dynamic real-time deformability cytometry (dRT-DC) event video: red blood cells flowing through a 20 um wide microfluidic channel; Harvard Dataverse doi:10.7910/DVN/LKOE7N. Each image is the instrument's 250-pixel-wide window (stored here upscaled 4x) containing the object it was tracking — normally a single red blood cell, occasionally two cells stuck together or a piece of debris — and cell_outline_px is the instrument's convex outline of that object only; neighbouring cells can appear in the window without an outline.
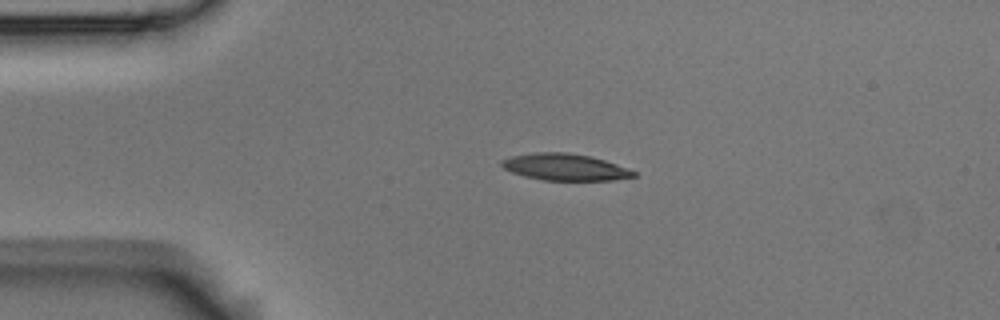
{"species": "Egyptian fruit bat (a non-hibernating species)", "species_latin": "Rousettus aegyptiacus", "temperature_condition": "room temperature", "stored_images_in_passage": 5, "camera_frame_rate_fps": 3000, "um_per_image_px": 0.085, "animal": {"sex": "male"}, "frame": {"image": 1, "passage_image": 4, "time_ms": 1.0, "image_size_px": [1000, 320], "cell_outline_px": [[636, 176], [612, 180], [544, 180], [524, 176], [512, 172], [504, 168], [500, 164], [500, 160], [512, 156], [536, 152], [568, 152], [588, 156], [604, 160], [628, 168], [636, 172]], "centroid_in_image_um": [48.0, 14.2], "position_along_channel_um": 37.0, "area_um2": 20.4}}